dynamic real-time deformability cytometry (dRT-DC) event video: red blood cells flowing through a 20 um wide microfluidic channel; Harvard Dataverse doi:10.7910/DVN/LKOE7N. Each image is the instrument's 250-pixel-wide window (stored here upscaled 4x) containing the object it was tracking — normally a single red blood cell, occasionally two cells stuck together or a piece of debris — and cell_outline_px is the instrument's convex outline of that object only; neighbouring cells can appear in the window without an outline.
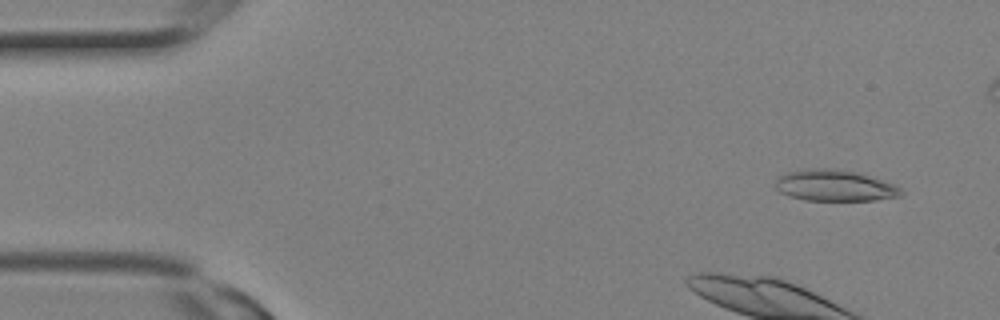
{"species": "Egyptian fruit bat (a non-hibernating species)", "species_latin": "Rousettus aegyptiacus", "temperature_condition": "room temperature", "stored_images_in_passage": 25, "camera_frame_rate_fps": 3000, "um_per_image_px": 0.085, "animal": {"sex": "female"}, "frame": {"image": 1, "passage_image": 1, "time_ms": 0.0, "image_size_px": [1000, 320], "cell_outline_px": [[904, 196], [876, 200], [804, 200], [788, 196], [780, 192], [776, 188], [776, 176], [788, 172], [804, 168], [836, 168], [856, 172], [892, 184], [900, 188], [904, 192]], "centroid_in_image_um": [70.92, 15.77], "position_along_channel_um": 14.1, "area_um2": 23.0}}